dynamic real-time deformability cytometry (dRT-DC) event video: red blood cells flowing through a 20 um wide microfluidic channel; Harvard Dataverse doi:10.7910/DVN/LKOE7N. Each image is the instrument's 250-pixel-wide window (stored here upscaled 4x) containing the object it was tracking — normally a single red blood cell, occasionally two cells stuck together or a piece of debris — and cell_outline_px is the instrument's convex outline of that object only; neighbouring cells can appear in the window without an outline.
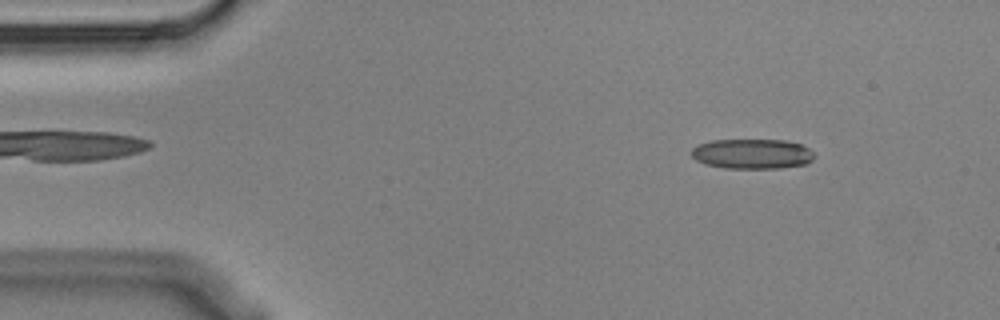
{"species": "Egyptian fruit bat (a non-hibernating species)", "species_latin": "Rousettus aegyptiacus", "temperature_condition": "cold", "stored_images_in_passage": 3, "camera_frame_rate_fps": 3000, "um_per_image_px": 0.085, "animal": {"sex": "male"}, "frame": {"image": 1, "passage_image": 1, "time_ms": 0.0, "image_size_px": [1000, 320], "cell_outline_px": [[812, 160], [804, 164], [776, 168], [724, 168], [704, 164], [696, 160], [692, 156], [692, 148], [700, 144], [712, 140], [784, 140], [800, 144], [808, 148], [812, 152]], "centroid_in_image_um": [63.89, 13.08], "position_along_channel_um": 21.1, "area_um2": 21.21}}
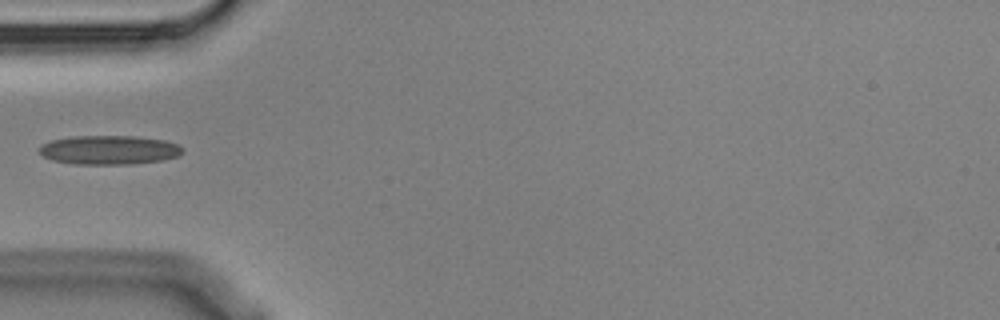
{"frame": {"image": 2, "passage_image": 3, "time_ms": 0.667, "image_size_px": [1000, 320], "cell_outline_px": [[184, 152], [176, 156], [164, 160], [132, 164], [72, 164], [52, 160], [44, 156], [40, 152], [40, 148], [44, 144], [52, 140], [76, 136], [132, 136], [164, 140], [176, 144], [184, 148]], "centroid_in_image_um": [9.31, 12.75], "position_along_channel_um": 75.7, "area_um2": 24.1}}